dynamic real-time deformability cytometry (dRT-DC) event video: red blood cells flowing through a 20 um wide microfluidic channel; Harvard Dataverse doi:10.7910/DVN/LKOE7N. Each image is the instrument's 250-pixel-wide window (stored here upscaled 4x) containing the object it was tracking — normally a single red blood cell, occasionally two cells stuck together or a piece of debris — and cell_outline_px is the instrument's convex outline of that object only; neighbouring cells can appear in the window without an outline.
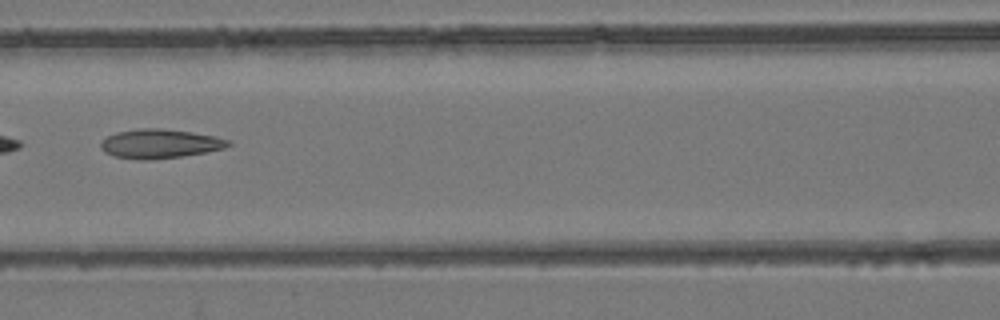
{"species": "common noctule bat (a hibernating species)", "species_latin": "Nyctalus noctula", "temperature_condition": "room temperature", "stored_images_in_passage": 3, "camera_frame_rate_fps": 3000, "um_per_image_px": 0.085, "animal": {"sex": "female", "body_mass_g": 24.6, "forearm_length_mm": 56.2}, "frame": {"image": 1, "passage_image": 3, "time_ms": 2.333, "image_size_px": [1000, 320], "cell_outline_px": [[232, 144], [224, 148], [204, 152], [180, 156], [112, 156], [104, 152], [100, 148], [100, 144], [108, 136], [116, 132], [136, 128], [160, 128], [192, 132], [216, 136], [232, 140]], "centroid_in_image_um": [13.65, 12.14], "position_along_channel_um": 153.0, "area_um2": 20.63}}